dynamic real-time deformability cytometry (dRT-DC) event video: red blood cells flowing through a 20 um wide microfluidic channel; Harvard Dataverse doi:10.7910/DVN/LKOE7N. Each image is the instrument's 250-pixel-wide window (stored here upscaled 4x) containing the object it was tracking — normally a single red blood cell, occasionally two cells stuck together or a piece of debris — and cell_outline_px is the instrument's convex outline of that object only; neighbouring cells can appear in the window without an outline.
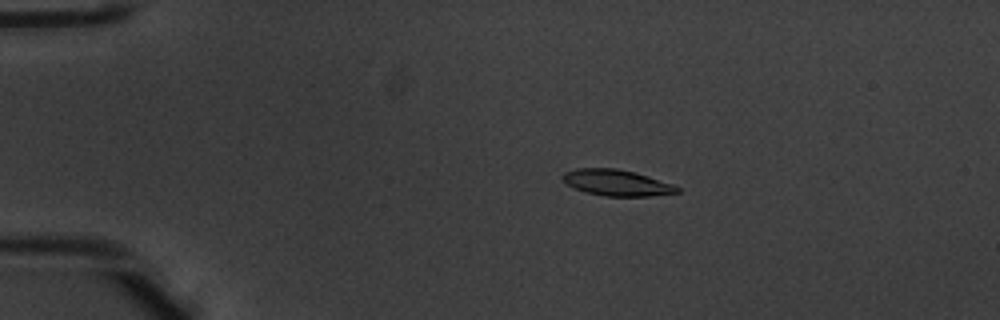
{"species": "common noctule bat (a hibernating species)", "species_latin": "Nyctalus noctula", "temperature_condition": "warm", "stored_images_in_passage": 52, "camera_frame_rate_fps": 3000, "um_per_image_px": 0.085, "animal": {"sex": "male", "body_mass_g": 20.1, "forearm_length_mm": 53.5}, "frame": {"image": 1, "passage_image": 11, "time_ms": 3.333, "image_size_px": [1000, 320], "cell_outline_px": [[680, 192], [648, 196], [604, 196], [588, 192], [576, 188], [568, 184], [560, 176], [564, 172], [576, 168], [616, 168], [636, 172], [672, 184], [680, 188]], "centroid_in_image_um": [52.42, 15.52], "position_along_channel_um": 32.6, "area_um2": 17.28}}
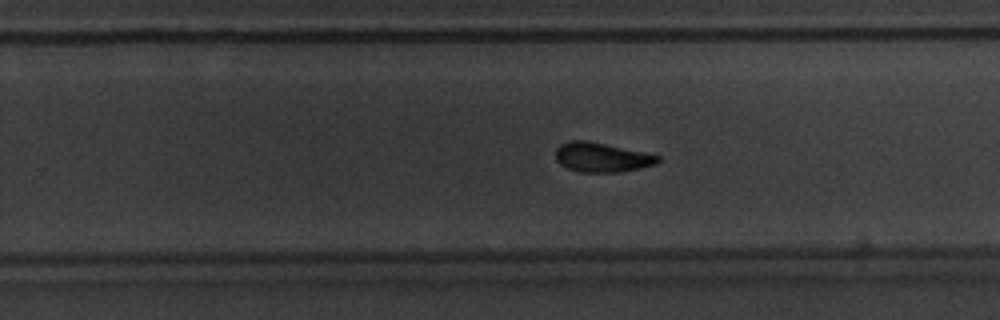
{"frame": {"image": 2, "passage_image": 34, "time_ms": 11.0, "image_size_px": [1000, 320], "cell_outline_px": [[660, 160], [656, 164], [640, 168], [620, 172], [580, 172], [568, 168], [560, 164], [556, 160], [556, 148], [560, 144], [572, 140], [584, 140], [644, 152], [660, 156]], "centroid_in_image_um": [51.14, 13.38], "position_along_channel_um": 278.7, "area_um2": 17.4}}
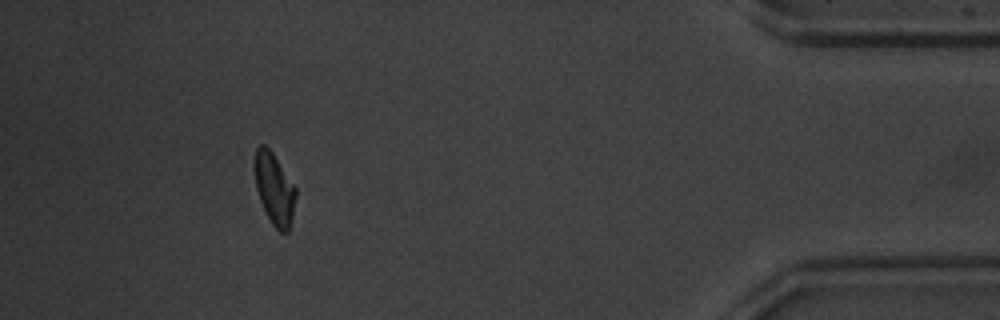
{"frame": {"image": 3, "passage_image": 48, "time_ms": 15.667, "image_size_px": [1000, 320], "cell_outline_px": [[296, 196], [292, 216], [288, 232], [280, 232], [272, 224], [260, 200], [256, 188], [252, 168], [252, 164], [256, 148], [260, 144], [264, 144], [272, 152], [296, 188]], "centroid_in_image_um": [23.28, 16.0], "position_along_channel_um": 411.9, "area_um2": 17.22}, "authors_computed_cell_mechanics": {"area_um2": 17.6001, "velocity_mm_per_s": 3.9716, "shape_relaxation_time_tau1_ms": 3.938, "shape_relaxation_time_tau2_ms": 3.5841, "deformation_change_tau1": 0.1533, "deformation_change_tau2": 0.1007}}